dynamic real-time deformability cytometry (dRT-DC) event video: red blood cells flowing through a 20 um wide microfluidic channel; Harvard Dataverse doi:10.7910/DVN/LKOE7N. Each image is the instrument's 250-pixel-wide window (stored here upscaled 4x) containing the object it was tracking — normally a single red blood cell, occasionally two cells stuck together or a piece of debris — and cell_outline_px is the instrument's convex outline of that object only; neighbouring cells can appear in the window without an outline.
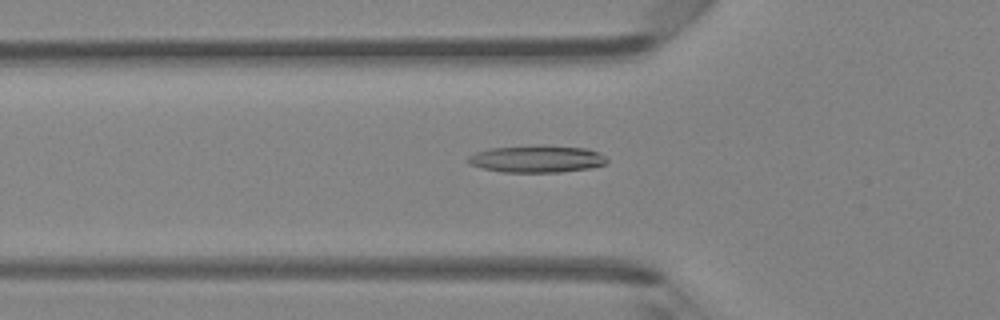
{"species": "Egyptian fruit bat (a non-hibernating species)", "species_latin": "Rousettus aegyptiacus", "temperature_condition": "room temperature", "stored_images_in_passage": 39, "camera_frame_rate_fps": 3000, "um_per_image_px": 0.085, "animal": {"sex": "female"}, "frame": {"image": 1, "passage_image": 8, "time_ms": 2.333, "image_size_px": [1000, 320], "cell_outline_px": [[608, 164], [588, 168], [560, 172], [500, 172], [480, 168], [464, 160], [468, 156], [476, 152], [488, 148], [544, 144], [588, 148], [600, 152], [608, 160]], "centroid_in_image_um": [45.63, 13.49], "position_along_channel_um": 80.2, "area_um2": 22.48}}
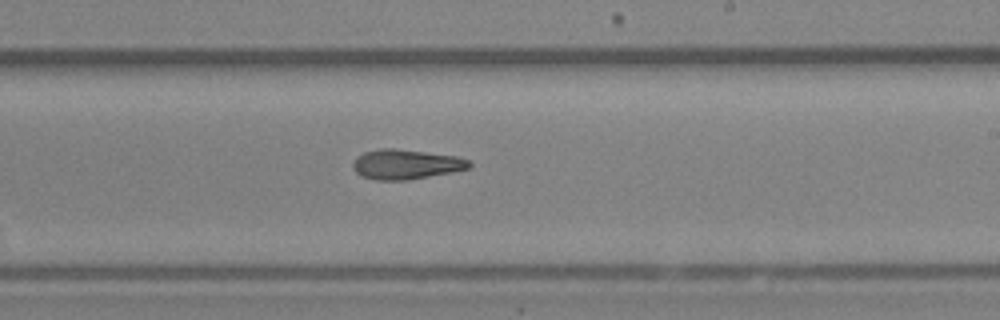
{"frame": {"image": 2, "passage_image": 20, "time_ms": 6.333, "image_size_px": [1000, 320], "cell_outline_px": [[472, 164], [468, 168], [452, 172], [408, 180], [376, 180], [360, 176], [352, 168], [352, 164], [356, 156], [364, 152], [380, 148], [396, 148], [460, 156], [468, 160]], "centroid_in_image_um": [34.48, 13.96], "position_along_channel_um": 254.5, "area_um2": 20.46}}
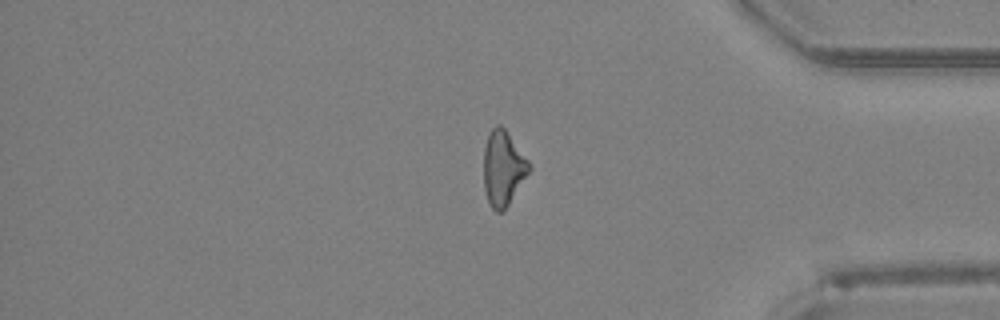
{"frame": {"image": 3, "passage_image": 31, "time_ms": 10.0, "image_size_px": [1000, 320], "cell_outline_px": [[532, 168], [508, 204], [500, 212], [496, 212], [488, 204], [484, 188], [484, 148], [488, 136], [492, 128], [496, 124], [500, 124], [504, 128], [532, 164]], "centroid_in_image_um": [42.77, 14.29], "position_along_channel_um": 392.4, "area_um2": 19.77}, "authors_computed_cell_mechanics": {"area_um2": 20.4034, "velocity_mm_per_s": 4.3638, "shape_relaxation_time_tau1_ms": 6.1213, "shape_relaxation_time_tau2_ms": 6.1316, "deformation_change_tau1": 0.1682, "deformation_change_tau2": 0.203}}